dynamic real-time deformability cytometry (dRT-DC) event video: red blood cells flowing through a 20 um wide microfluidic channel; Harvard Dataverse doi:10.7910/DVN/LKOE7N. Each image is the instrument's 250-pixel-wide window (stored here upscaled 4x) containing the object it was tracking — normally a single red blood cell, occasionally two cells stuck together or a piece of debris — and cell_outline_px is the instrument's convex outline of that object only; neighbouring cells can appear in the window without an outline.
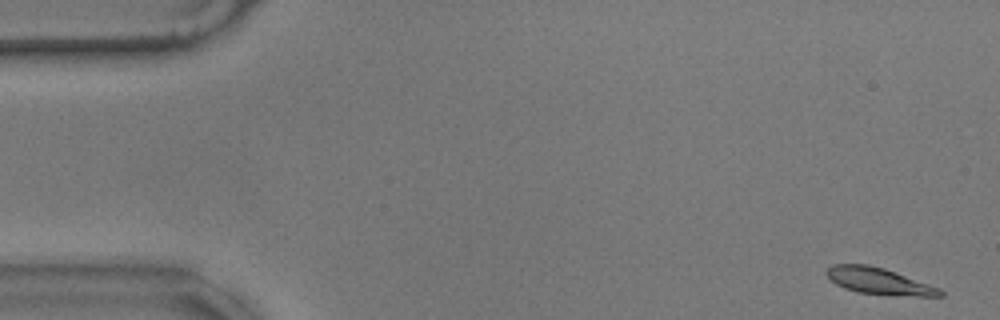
{"species": "common noctule bat (a hibernating species)", "species_latin": "Nyctalus noctula", "temperature_condition": "warm", "stored_images_in_passage": 56, "camera_frame_rate_fps": 3000, "um_per_image_px": 0.085, "animal": {"sex": "male", "body_mass_g": 17.9}, "frame": {"image": 1, "passage_image": 1, "time_ms": 0.0, "image_size_px": [1000, 320], "cell_outline_px": [[944, 296], [916, 296], [856, 292], [844, 288], [836, 284], [824, 272], [832, 264], [868, 264], [884, 268], [896, 272], [940, 288], [944, 292]], "centroid_in_image_um": [74.71, 23.88], "position_along_channel_um": 10.3, "area_um2": 17.4}}
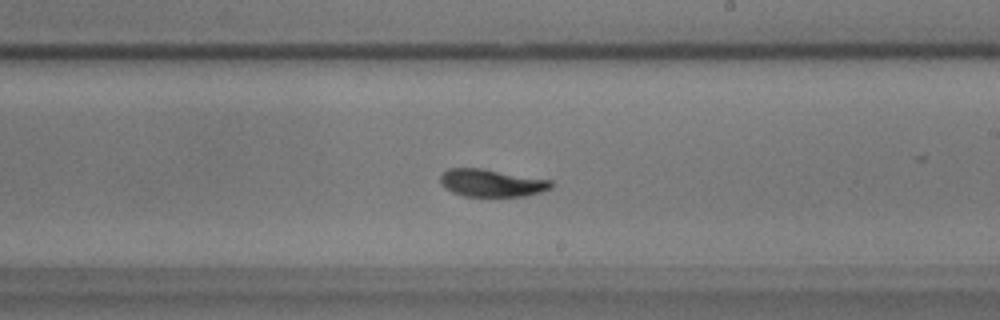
{"frame": {"image": 2, "passage_image": 32, "time_ms": 10.333, "image_size_px": [1000, 320], "cell_outline_px": [[552, 188], [540, 192], [524, 196], [464, 196], [452, 192], [444, 188], [440, 184], [440, 176], [448, 168], [484, 168], [552, 180]], "centroid_in_image_um": [41.77, 15.54], "position_along_channel_um": 247.2, "area_um2": 17.92}}
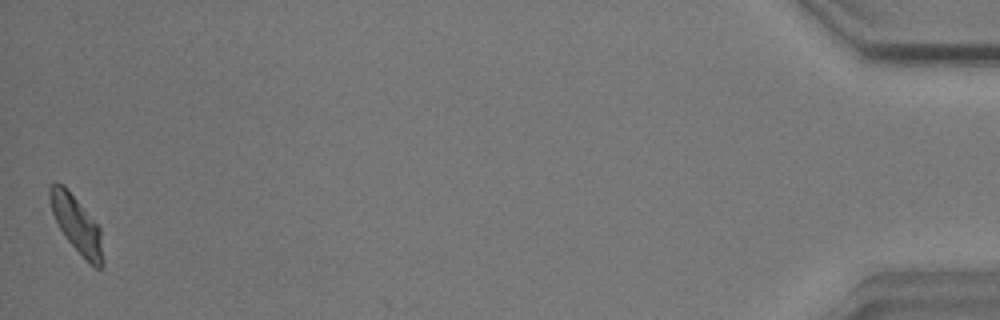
{"frame": {"image": 3, "passage_image": 56, "time_ms": 18.333, "image_size_px": [1000, 320], "cell_outline_px": [[104, 264], [100, 268], [96, 268], [68, 240], [60, 228], [52, 212], [48, 196], [48, 188], [56, 180], [64, 184], [100, 228], [104, 260]], "centroid_in_image_um": [6.5, 19.01], "position_along_channel_um": 428.7, "area_um2": 17.17}, "authors_computed_cell_mechanics": {"area_um2": 17.8024, "velocity_mm_per_s": 3.4765, "shape_relaxation_time_tau1_ms": 5.5753, "shape_relaxation_time_tau2_ms": 5.0361, "deformation_change_tau1": 0.163, "deformation_change_tau2": 0.0903}}